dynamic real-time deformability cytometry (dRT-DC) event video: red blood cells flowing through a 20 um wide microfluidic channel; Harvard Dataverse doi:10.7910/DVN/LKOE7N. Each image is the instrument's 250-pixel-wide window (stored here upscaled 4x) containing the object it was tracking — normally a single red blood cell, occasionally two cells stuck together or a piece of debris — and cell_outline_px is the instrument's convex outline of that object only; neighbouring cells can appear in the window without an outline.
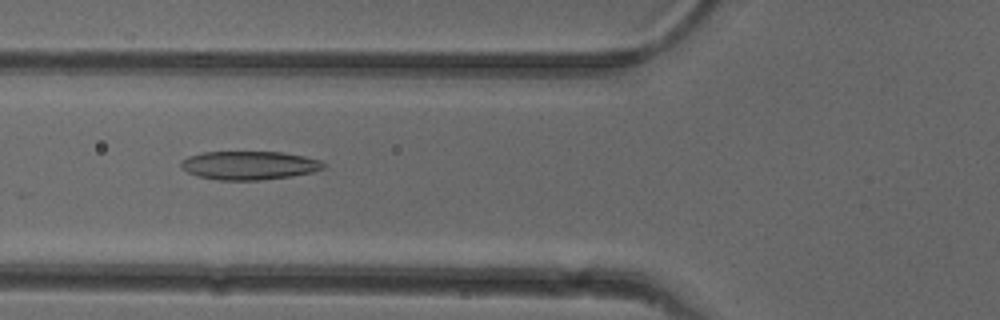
{"species": "common noctule bat (a hibernating species)", "species_latin": "Nyctalus noctula", "temperature_condition": "cold", "stored_images_in_passage": 27, "camera_frame_rate_fps": 3000, "um_per_image_px": 0.085, "animal": {"sex": "female"}, "frame": {"image": 1, "passage_image": 19, "time_ms": 6.0, "image_size_px": [1000, 320], "cell_outline_px": [[324, 168], [312, 172], [292, 176], [260, 180], [220, 180], [196, 176], [180, 168], [180, 160], [188, 156], [204, 152], [284, 152], [304, 156], [320, 160], [324, 164]], "centroid_in_image_um": [21.15, 14.05], "position_along_channel_um": 104.7, "area_um2": 23.81}}
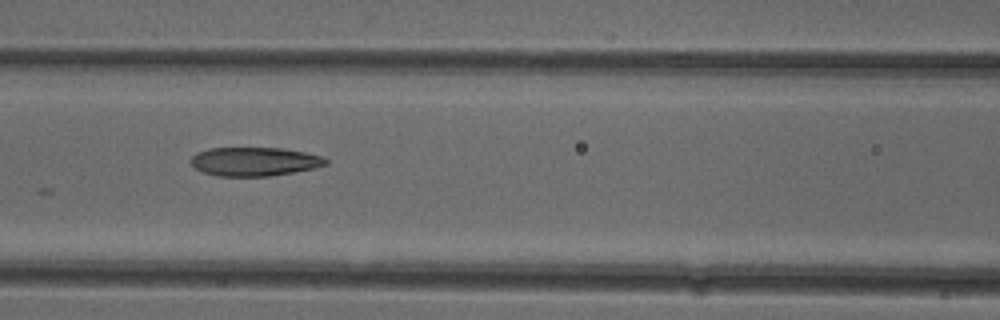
{"frame": {"image": 2, "passage_image": 22, "time_ms": 7.0, "image_size_px": [1000, 320], "cell_outline_px": [[328, 164], [316, 168], [268, 176], [216, 176], [204, 172], [196, 168], [192, 164], [192, 156], [196, 152], [212, 148], [280, 148], [304, 152], [324, 156], [328, 160]], "centroid_in_image_um": [21.67, 13.73], "position_along_channel_um": 144.9, "area_um2": 22.54}}
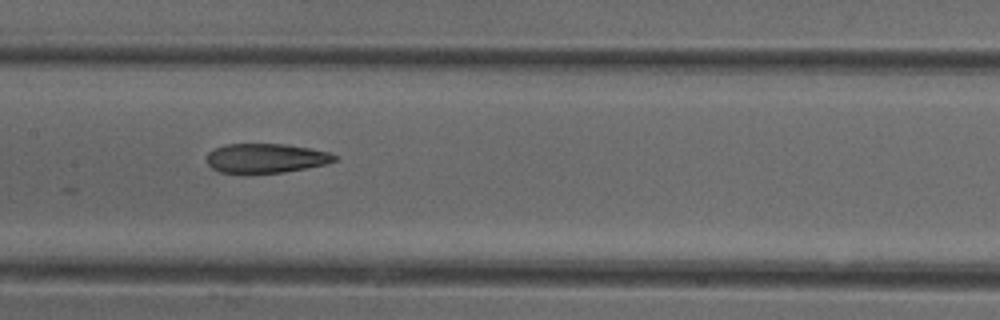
{"frame": {"image": 3, "passage_image": 25, "time_ms": 8.0, "image_size_px": [1000, 320], "cell_outline_px": [[336, 160], [324, 164], [284, 172], [220, 172], [212, 168], [208, 164], [208, 152], [216, 148], [228, 144], [284, 144], [308, 148], [328, 152], [336, 156]], "centroid_in_image_um": [22.59, 13.43], "position_along_channel_um": 184.8, "area_um2": 21.27}}